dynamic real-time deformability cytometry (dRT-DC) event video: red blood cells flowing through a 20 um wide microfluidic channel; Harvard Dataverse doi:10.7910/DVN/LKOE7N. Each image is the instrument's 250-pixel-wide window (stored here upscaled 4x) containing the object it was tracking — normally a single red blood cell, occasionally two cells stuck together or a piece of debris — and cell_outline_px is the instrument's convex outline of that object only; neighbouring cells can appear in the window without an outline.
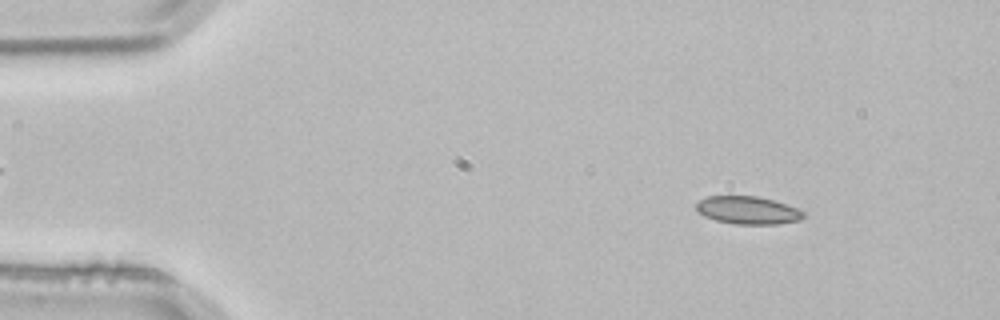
{"species": "common noctule bat (a hibernating species)", "species_latin": "Nyctalus noctula", "temperature_condition": "room temperature", "stored_images_in_passage": 2, "camera_frame_rate_fps": 3000, "um_per_image_px": 0.085, "animal": {"sex": "male", "body_mass_g": 21.5, "forearm_length_mm": 52.0}, "frame": {"image": 1, "passage_image": 1, "time_ms": 0.0, "image_size_px": [1000, 320], "cell_outline_px": [[804, 216], [800, 220], [780, 224], [736, 224], [716, 220], [704, 216], [696, 208], [696, 204], [700, 200], [708, 196], [756, 196], [772, 200], [796, 208], [804, 212]], "centroid_in_image_um": [63.56, 17.87], "position_along_channel_um": 21.4, "area_um2": 17.17}}